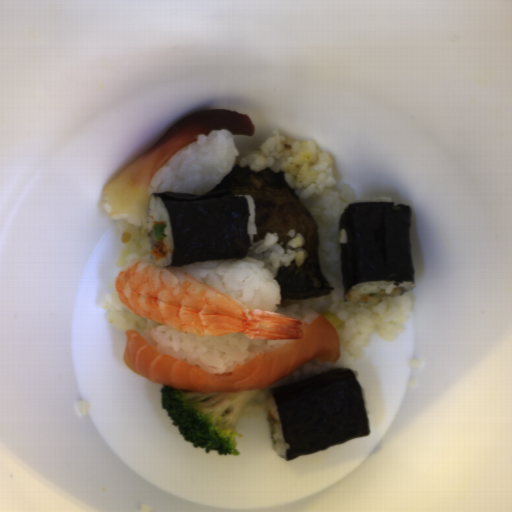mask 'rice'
<instances>
[{"mask_svg": "<svg viewBox=\"0 0 512 512\" xmlns=\"http://www.w3.org/2000/svg\"><path fill=\"white\" fill-rule=\"evenodd\" d=\"M354 202H394L395 203V201L389 197H367V198L355 200Z\"/></svg>", "mask_w": 512, "mask_h": 512, "instance_id": "fb1fb577", "label": "rice"}, {"mask_svg": "<svg viewBox=\"0 0 512 512\" xmlns=\"http://www.w3.org/2000/svg\"><path fill=\"white\" fill-rule=\"evenodd\" d=\"M123 250L116 262V267L125 269L134 260L153 259L151 240L148 230L141 233L143 226L128 223L124 218L117 221Z\"/></svg>", "mask_w": 512, "mask_h": 512, "instance_id": "e3fd555f", "label": "rice"}, {"mask_svg": "<svg viewBox=\"0 0 512 512\" xmlns=\"http://www.w3.org/2000/svg\"><path fill=\"white\" fill-rule=\"evenodd\" d=\"M177 268L251 308L276 313L279 306L281 286L264 261L245 255L239 260L202 261Z\"/></svg>", "mask_w": 512, "mask_h": 512, "instance_id": "acb35da6", "label": "rice"}, {"mask_svg": "<svg viewBox=\"0 0 512 512\" xmlns=\"http://www.w3.org/2000/svg\"><path fill=\"white\" fill-rule=\"evenodd\" d=\"M112 220H119V219H124L127 223H130L132 225H136V226H140V227H143V224L141 222V219L140 217H138L137 215H132V214H127V213H121V214H116L112 217H110Z\"/></svg>", "mask_w": 512, "mask_h": 512, "instance_id": "50a67109", "label": "rice"}, {"mask_svg": "<svg viewBox=\"0 0 512 512\" xmlns=\"http://www.w3.org/2000/svg\"><path fill=\"white\" fill-rule=\"evenodd\" d=\"M270 411L273 412L272 418H274L276 420L275 424L273 425V427H274L273 435H274V439H275V444H273V438H271L272 447L277 455H279L283 459L287 460V451L289 450L290 445H289V443L284 442L277 404H276L273 394H271L269 392L266 395L267 419L270 417L269 416Z\"/></svg>", "mask_w": 512, "mask_h": 512, "instance_id": "e7b20468", "label": "rice"}, {"mask_svg": "<svg viewBox=\"0 0 512 512\" xmlns=\"http://www.w3.org/2000/svg\"><path fill=\"white\" fill-rule=\"evenodd\" d=\"M103 209H104L106 215L109 216L112 209H111V206L105 200H103Z\"/></svg>", "mask_w": 512, "mask_h": 512, "instance_id": "5b1b7eff", "label": "rice"}, {"mask_svg": "<svg viewBox=\"0 0 512 512\" xmlns=\"http://www.w3.org/2000/svg\"><path fill=\"white\" fill-rule=\"evenodd\" d=\"M239 150L234 134L226 129L197 135V141L183 148L152 177L147 194L172 191L204 193L214 190L234 167Z\"/></svg>", "mask_w": 512, "mask_h": 512, "instance_id": "023b6e5f", "label": "rice"}, {"mask_svg": "<svg viewBox=\"0 0 512 512\" xmlns=\"http://www.w3.org/2000/svg\"><path fill=\"white\" fill-rule=\"evenodd\" d=\"M244 197L248 202L247 234L250 245H253L254 240L258 234L255 216V203L254 198L250 194H245Z\"/></svg>", "mask_w": 512, "mask_h": 512, "instance_id": "d2b440a0", "label": "rice"}, {"mask_svg": "<svg viewBox=\"0 0 512 512\" xmlns=\"http://www.w3.org/2000/svg\"><path fill=\"white\" fill-rule=\"evenodd\" d=\"M233 164L248 166L253 172L270 168L280 171L289 188L294 189L304 208L317 226L320 270L334 288L327 296L307 300H280L275 313L301 321L307 326L318 313L334 314L341 320L335 328L339 340V356L335 362L312 360L257 393L243 406L244 417L260 416L267 409V394L275 387L332 369L348 368L358 361L372 334L382 341L399 337L409 321L414 301L406 295L383 294L370 302H350L344 294L340 244L347 242L340 218L348 204L356 201L353 188L338 187L341 180L332 156L322 151L314 140L292 141L282 133L273 136L258 148H239Z\"/></svg>", "mask_w": 512, "mask_h": 512, "instance_id": "652b925c", "label": "rice"}, {"mask_svg": "<svg viewBox=\"0 0 512 512\" xmlns=\"http://www.w3.org/2000/svg\"><path fill=\"white\" fill-rule=\"evenodd\" d=\"M102 308L107 311L105 320L115 328L123 331L136 330L142 335L161 324L133 314L119 302L116 288L104 294Z\"/></svg>", "mask_w": 512, "mask_h": 512, "instance_id": "a3056103", "label": "rice"}, {"mask_svg": "<svg viewBox=\"0 0 512 512\" xmlns=\"http://www.w3.org/2000/svg\"><path fill=\"white\" fill-rule=\"evenodd\" d=\"M147 220H146V229L150 240V248H151V256L154 264L159 265L161 267H167L172 262L173 256V247H174V239L171 228L170 218L166 209L165 204L160 199V197L156 194L150 196L147 202L146 208ZM155 221H165L166 229L164 231L165 237L162 239L167 246L168 252L165 258L156 261L155 257L152 255V249L155 246V240L152 236V226Z\"/></svg>", "mask_w": 512, "mask_h": 512, "instance_id": "f2f60c81", "label": "rice"}, {"mask_svg": "<svg viewBox=\"0 0 512 512\" xmlns=\"http://www.w3.org/2000/svg\"><path fill=\"white\" fill-rule=\"evenodd\" d=\"M290 241L283 248V242L279 241V234L266 233L264 239L253 241L245 256L263 261V266L275 279L280 267H288L294 261L296 267H301L307 258L308 252L304 249L305 239L296 229L285 233Z\"/></svg>", "mask_w": 512, "mask_h": 512, "instance_id": "b023fe2a", "label": "rice"}, {"mask_svg": "<svg viewBox=\"0 0 512 512\" xmlns=\"http://www.w3.org/2000/svg\"><path fill=\"white\" fill-rule=\"evenodd\" d=\"M415 287V283L413 282H401L399 285H395L392 281H370L365 283H359L352 289L348 291L345 295V298L351 303L364 302L362 298L365 294H369L371 292L377 293L378 295L375 297H379L381 295H391V292L395 288H404L403 294L412 290ZM402 294V295H403ZM392 296V295H391ZM375 297H369V301H372ZM366 303V302H365Z\"/></svg>", "mask_w": 512, "mask_h": 512, "instance_id": "0b520998", "label": "rice"}, {"mask_svg": "<svg viewBox=\"0 0 512 512\" xmlns=\"http://www.w3.org/2000/svg\"><path fill=\"white\" fill-rule=\"evenodd\" d=\"M160 352L193 363L213 373H229L245 362L287 340L248 339L241 334L197 336L164 325L142 334Z\"/></svg>", "mask_w": 512, "mask_h": 512, "instance_id": "8eca5e8b", "label": "rice"}]
</instances>
